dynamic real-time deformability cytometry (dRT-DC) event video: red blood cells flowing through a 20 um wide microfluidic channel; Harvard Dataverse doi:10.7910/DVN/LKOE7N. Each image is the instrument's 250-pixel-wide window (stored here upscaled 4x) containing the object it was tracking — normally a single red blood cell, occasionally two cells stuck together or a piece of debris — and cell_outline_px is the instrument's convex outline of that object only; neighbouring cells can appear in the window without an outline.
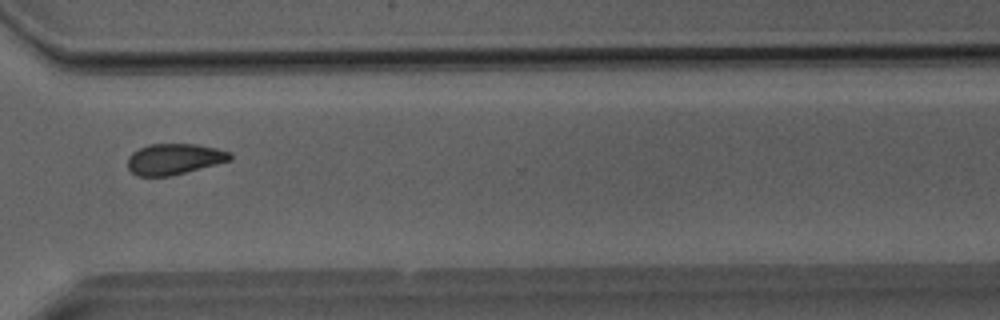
{"species": "Egyptian fruit bat (a non-hibernating species)", "species_latin": "Rousettus aegyptiacus", "temperature_condition": "room temperature", "stored_images_in_passage": 39, "camera_frame_rate_fps": 3000, "um_per_image_px": 0.085, "animal": {"sex": "male"}, "frame": {"image": 1, "passage_image": 29, "time_ms": 9.333, "image_size_px": [1000, 320], "cell_outline_px": [[232, 160], [172, 176], [136, 176], [128, 168], [128, 156], [132, 152], [148, 144], [196, 144], [216, 148], [232, 152]], "centroid_in_image_um": [14.82, 13.52], "position_along_channel_um": 355.8, "area_um2": 18.61}}
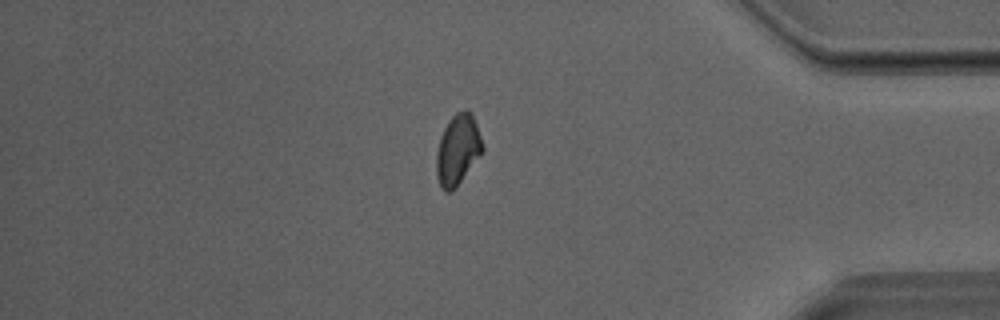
{"frame": {"image": 2, "passage_image": 33, "time_ms": 10.667, "image_size_px": [1000, 320], "cell_outline_px": [[484, 152], [460, 180], [448, 192], [444, 192], [440, 188], [436, 176], [436, 152], [440, 136], [448, 120], [456, 112], [464, 108], [468, 108], [472, 112], [484, 148]], "centroid_in_image_um": [38.89, 12.67], "position_along_channel_um": 396.3, "area_um2": 19.02}}
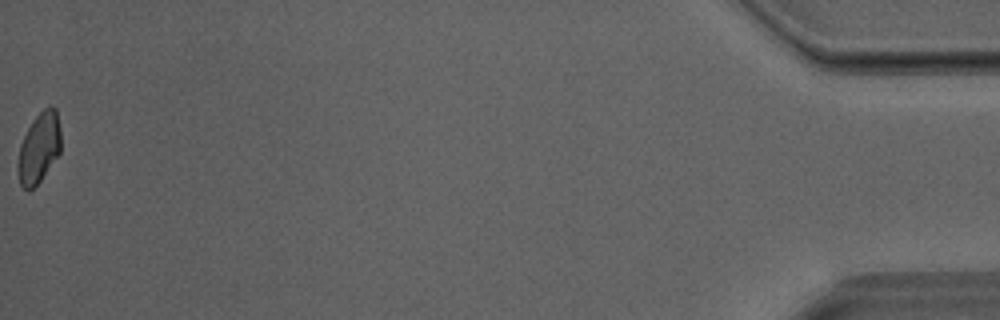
{"frame": {"image": 3, "passage_image": 39, "time_ms": 12.667, "image_size_px": [1000, 320], "cell_outline_px": [[60, 152], [40, 180], [28, 192], [20, 184], [16, 168], [16, 164], [20, 144], [32, 120], [44, 108], [56, 108], [60, 128]], "centroid_in_image_um": [3.28, 12.59], "position_along_channel_um": 431.9, "area_um2": 17.51}}